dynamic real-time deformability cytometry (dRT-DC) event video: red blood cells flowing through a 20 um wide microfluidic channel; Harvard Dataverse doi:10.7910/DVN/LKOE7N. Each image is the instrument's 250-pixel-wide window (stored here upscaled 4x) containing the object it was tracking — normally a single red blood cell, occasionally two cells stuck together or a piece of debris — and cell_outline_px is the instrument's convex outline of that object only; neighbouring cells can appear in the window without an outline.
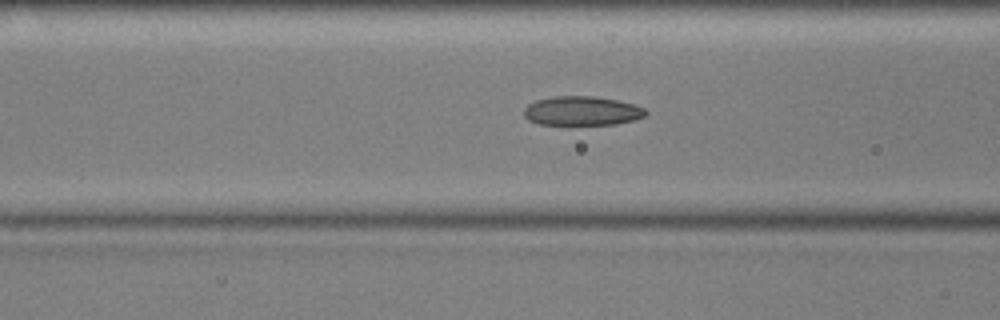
{"species": "common noctule bat (a hibernating species)", "species_latin": "Nyctalus noctula", "temperature_condition": "cold", "stored_images_in_passage": 55, "camera_frame_rate_fps": 3000, "um_per_image_px": 0.085, "animal": {"sex": "male", "body_mass_g": 17.9, "forearm_length_mm": 54.2}, "frame": {"image": 1, "passage_image": 21, "time_ms": 6.667, "image_size_px": [1000, 320], "cell_outline_px": [[648, 112], [644, 116], [636, 120], [616, 124], [540, 124], [528, 120], [524, 116], [524, 108], [528, 104], [536, 100], [556, 96], [596, 96], [616, 100], [632, 104], [644, 108]], "centroid_in_image_um": [49.47, 9.42], "position_along_channel_um": 117.1, "area_um2": 20.63}}
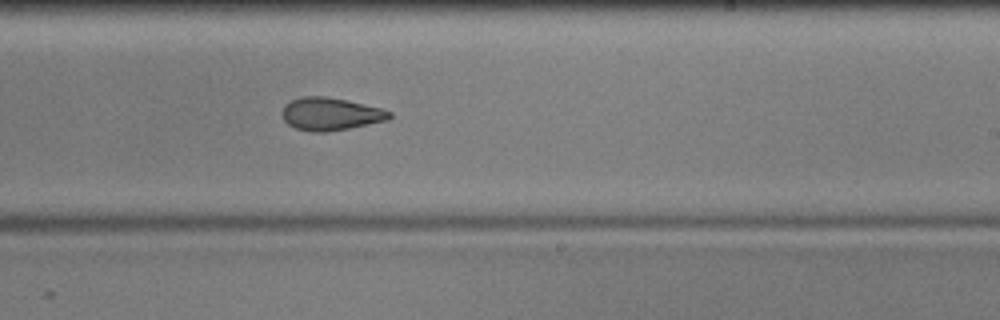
{"frame": {"image": 2, "passage_image": 33, "time_ms": 10.667, "image_size_px": [1000, 320], "cell_outline_px": [[392, 116], [388, 120], [328, 132], [312, 132], [296, 128], [288, 124], [284, 120], [280, 112], [284, 104], [292, 100], [304, 96], [324, 96], [348, 100], [380, 108], [392, 112]], "centroid_in_image_um": [28.07, 9.68], "position_along_channel_um": 260.9, "area_um2": 20.52}}
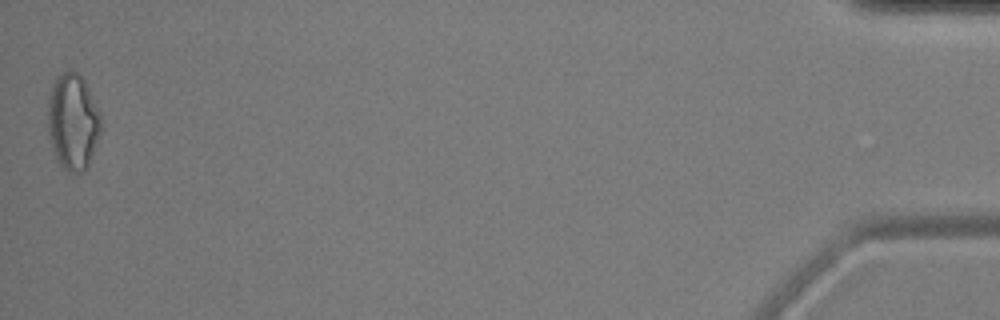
{"frame": {"image": 3, "passage_image": 55, "time_ms": 18.0, "image_size_px": [1000, 320], "cell_outline_px": [[100, 132], [88, 164], [84, 172], [72, 176], [56, 160], [52, 148], [48, 132], [48, 100], [52, 84], [64, 72], [76, 72], [84, 80], [88, 88], [100, 116]], "centroid_in_image_um": [6.17, 10.42], "position_along_channel_um": 429.0, "area_um2": 29.36}, "authors_computed_cell_mechanics": {"area_um2": 21.386, "velocity_mm_per_s": 3.5928, "shape_relaxation_time_tau1_ms": 4.8335, "shape_relaxation_time_tau2_ms": null, "deformation_change_tau1": 0.1267, "deformation_change_tau2": null}}